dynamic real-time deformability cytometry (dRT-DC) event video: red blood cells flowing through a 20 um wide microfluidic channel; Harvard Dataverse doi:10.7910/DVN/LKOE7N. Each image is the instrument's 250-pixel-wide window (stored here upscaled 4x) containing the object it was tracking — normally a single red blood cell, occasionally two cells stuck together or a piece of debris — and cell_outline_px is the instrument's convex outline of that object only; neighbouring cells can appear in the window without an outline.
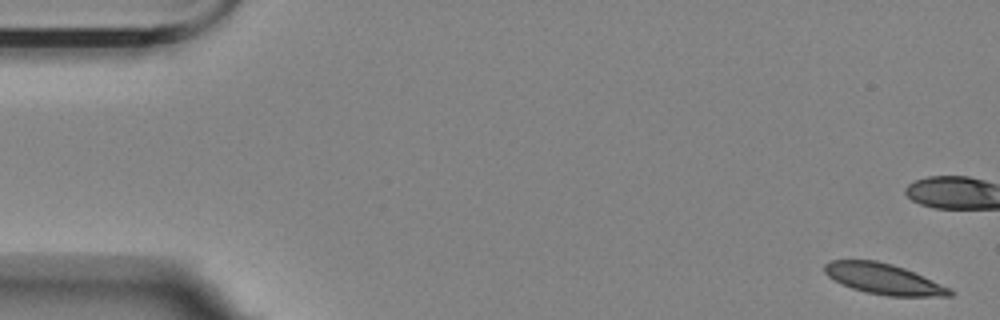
{"species": "Egyptian fruit bat (a non-hibernating species)", "species_latin": "Rousettus aegyptiacus", "temperature_condition": "room temperature", "stored_images_in_passage": 14, "camera_frame_rate_fps": 3000, "um_per_image_px": 0.085, "animal": {"sex": "female"}, "frame": {"image": 1, "passage_image": 1, "time_ms": 0.0, "image_size_px": [1000, 320], "cell_outline_px": [[956, 292], [952, 296], [888, 296], [868, 292], [852, 288], [828, 276], [824, 272], [824, 264], [832, 260], [876, 260], [892, 264], [904, 268], [952, 288]], "centroid_in_image_um": [75.16, 23.71], "position_along_channel_um": 9.8, "area_um2": 22.25}}